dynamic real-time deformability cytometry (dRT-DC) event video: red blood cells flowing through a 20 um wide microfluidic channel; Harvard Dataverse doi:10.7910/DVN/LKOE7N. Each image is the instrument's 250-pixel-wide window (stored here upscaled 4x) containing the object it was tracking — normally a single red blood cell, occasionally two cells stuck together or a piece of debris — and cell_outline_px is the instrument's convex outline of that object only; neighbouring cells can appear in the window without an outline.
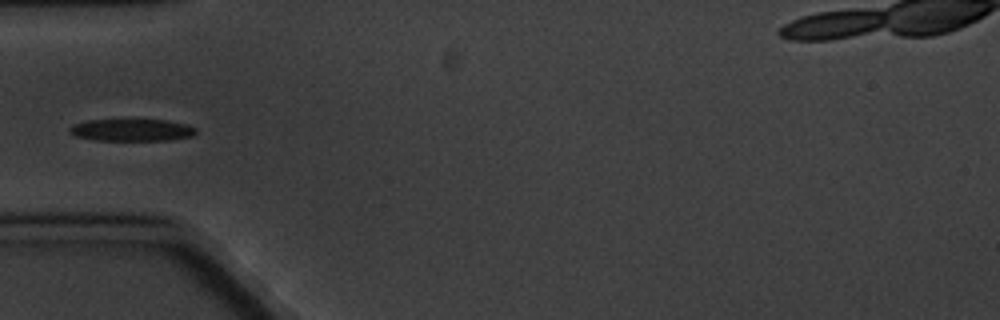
{"species": "common noctule bat (a hibernating species)", "species_latin": "Nyctalus noctula", "temperature_condition": "cold", "stored_images_in_passage": 7, "camera_frame_rate_fps": 3000, "um_per_image_px": 0.085, "animal": {"sex": "male", "body_mass_g": 20.1, "forearm_length_mm": 53.5}, "frame": {"image": 1, "passage_image": 4, "time_ms": 3.667, "image_size_px": [1000, 320], "cell_outline_px": [[196, 132], [192, 136], [172, 140], [96, 140], [76, 136], [68, 132], [68, 128], [72, 124], [88, 120], [164, 120], [188, 124], [196, 128]], "centroid_in_image_um": [11.19, 11.05], "position_along_channel_um": 73.8, "area_um2": 16.3}}
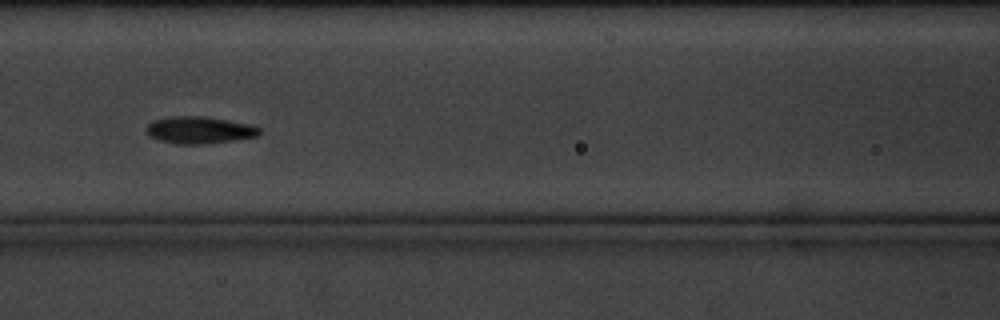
{"frame": {"image": 2, "passage_image": 6, "time_ms": 6.0, "image_size_px": [1000, 320], "cell_outline_px": [[260, 132], [256, 136], [236, 140], [208, 144], [176, 144], [160, 140], [148, 136], [144, 132], [144, 128], [152, 120], [172, 116], [204, 116], [256, 124], [260, 128]], "centroid_in_image_um": [16.94, 11.05], "position_along_channel_um": 149.7, "area_um2": 18.32}}